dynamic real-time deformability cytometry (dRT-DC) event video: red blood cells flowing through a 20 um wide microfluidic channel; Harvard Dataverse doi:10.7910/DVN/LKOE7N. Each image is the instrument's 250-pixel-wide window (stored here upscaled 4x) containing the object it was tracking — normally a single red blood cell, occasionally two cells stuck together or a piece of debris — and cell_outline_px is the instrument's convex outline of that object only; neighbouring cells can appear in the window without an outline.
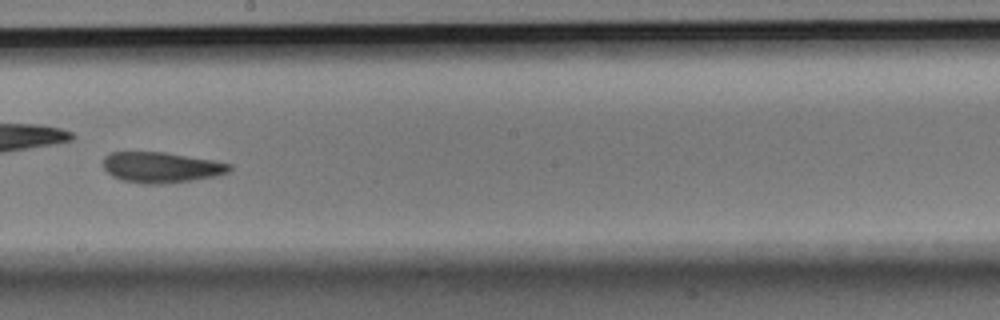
{"species": "Egyptian fruit bat (a non-hibernating species)", "species_latin": "Rousettus aegyptiacus", "temperature_condition": "room temperature", "stored_images_in_passage": 9, "camera_frame_rate_fps": 3000, "um_per_image_px": 0.085, "animal": {"sex": "male"}, "frame": {"image": 1, "passage_image": 8, "time_ms": 2.333, "image_size_px": [1000, 320], "cell_outline_px": [[232, 168], [228, 172], [220, 176], [168, 184], [144, 184], [120, 180], [112, 176], [104, 168], [104, 156], [112, 152], [164, 152], [212, 160], [232, 164]], "centroid_in_image_um": [13.73, 14.24], "position_along_channel_um": 234.5, "area_um2": 22.77}}
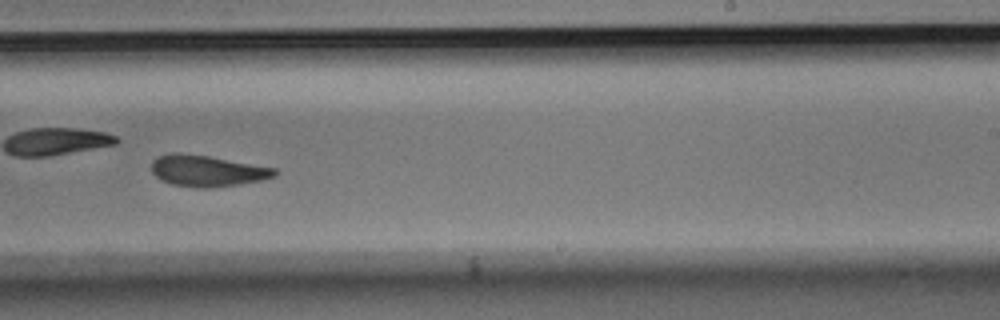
{"frame": {"image": 2, "passage_image": 9, "time_ms": 2.667, "image_size_px": [1000, 320], "cell_outline_px": [[280, 172], [276, 176], [260, 180], [240, 184], [208, 188], [200, 188], [172, 184], [160, 180], [152, 172], [152, 160], [156, 156], [172, 152], [180, 152], [208, 156], [276, 168]], "centroid_in_image_um": [17.59, 14.51], "position_along_channel_um": 271.4, "area_um2": 22.54}}